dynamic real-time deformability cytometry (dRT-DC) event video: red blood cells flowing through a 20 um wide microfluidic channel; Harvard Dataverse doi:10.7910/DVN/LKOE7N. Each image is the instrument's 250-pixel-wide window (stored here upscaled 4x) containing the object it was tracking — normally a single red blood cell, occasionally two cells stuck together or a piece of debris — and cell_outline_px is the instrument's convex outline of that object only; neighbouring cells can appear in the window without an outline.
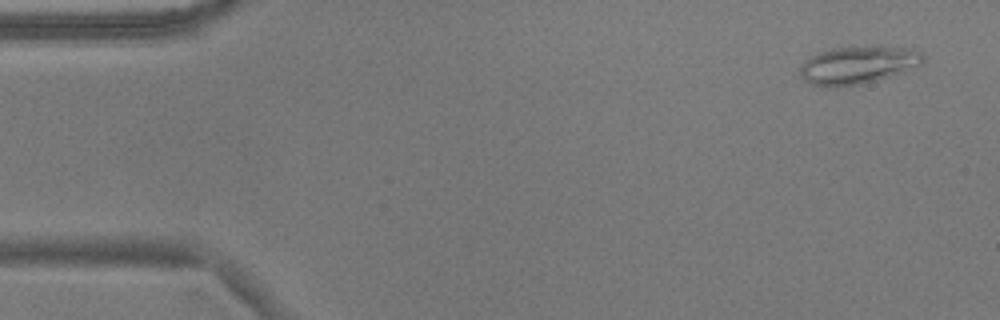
{"species": "common noctule bat (a hibernating species)", "species_latin": "Nyctalus noctula", "temperature_condition": "warm", "stored_images_in_passage": 54, "camera_frame_rate_fps": 3000, "um_per_image_px": 0.085, "animal": {"sex": "male", "body_mass_g": 17.9}, "frame": {"image": 1, "passage_image": 3, "time_ms": 0.667, "image_size_px": [1000, 320], "cell_outline_px": [[924, 60], [920, 64], [888, 76], [876, 80], [856, 84], [812, 84], [804, 80], [800, 76], [800, 68], [804, 60], [816, 52], [832, 48], [912, 48], [920, 52], [924, 56]], "centroid_in_image_um": [72.87, 5.5], "position_along_channel_um": 12.1, "area_um2": 25.61}}
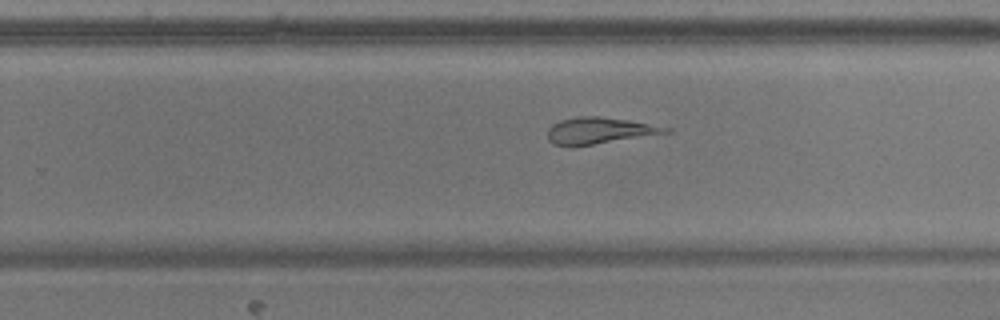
{"frame": {"image": 2, "passage_image": 34, "time_ms": 11.0, "image_size_px": [1000, 320], "cell_outline_px": [[672, 132], [568, 148], [552, 144], [548, 140], [548, 128], [552, 124], [560, 120], [576, 116], [600, 116], [628, 120], [672, 128]], "centroid_in_image_um": [50.88, 11.11], "position_along_channel_um": 278.9, "area_um2": 18.44}}
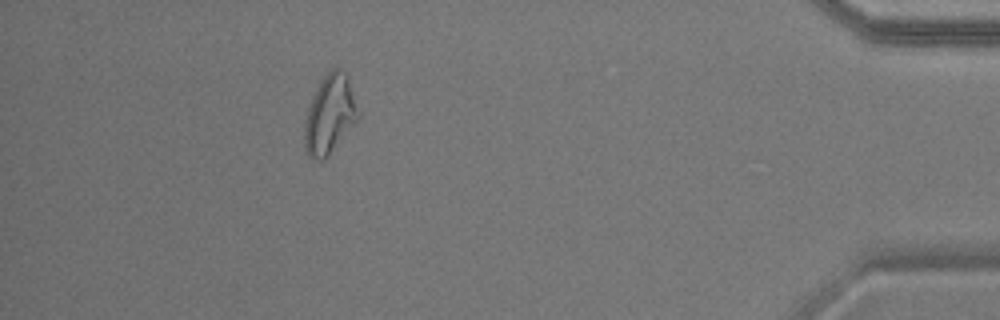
{"frame": {"image": 3, "passage_image": 49, "time_ms": 16.0, "image_size_px": [1000, 320], "cell_outline_px": [[360, 116], [328, 156], [324, 160], [320, 160], [308, 156], [304, 148], [304, 124], [308, 108], [316, 88], [324, 76], [332, 68], [340, 68], [348, 76], [360, 112]], "centroid_in_image_um": [28.03, 9.73], "position_along_channel_um": 407.2, "area_um2": 24.57}, "authors_computed_cell_mechanics": {"area_um2": 21.8773, "velocity_mm_per_s": 3.6454, "shape_relaxation_time_tau1_ms": null, "shape_relaxation_time_tau2_ms": 4.0061, "deformation_change_tau1": null, "deformation_change_tau2": 0.1527}}